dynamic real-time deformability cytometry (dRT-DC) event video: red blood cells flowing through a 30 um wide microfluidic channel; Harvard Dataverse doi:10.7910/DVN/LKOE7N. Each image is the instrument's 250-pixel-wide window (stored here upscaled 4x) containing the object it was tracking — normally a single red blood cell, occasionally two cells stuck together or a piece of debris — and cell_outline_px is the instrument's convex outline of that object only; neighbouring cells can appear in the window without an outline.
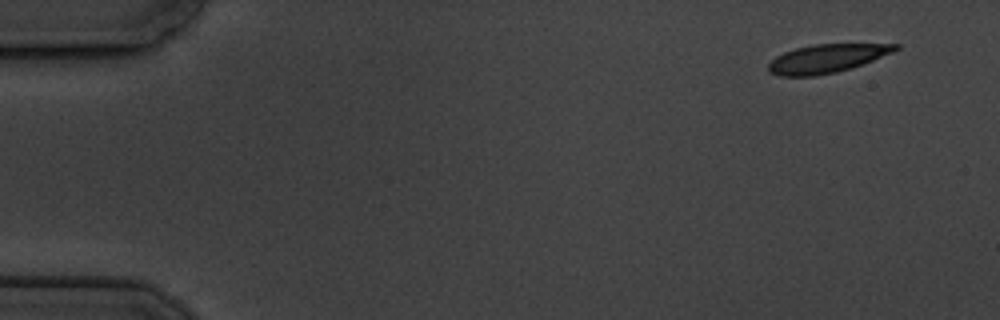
{"species": "common noctule bat (a hibernating species)", "species_latin": "Nyctalus noctula", "temperature_condition": "cold", "stored_images_in_passage": 4, "camera_frame_rate_fps": 3000, "um_per_image_px": 0.085, "animal": {"sex": "male", "body_mass_g": 19.5, "forearm_length_mm": 54.6}, "frame": {"image": 1, "passage_image": 1, "time_ms": 0.0, "image_size_px": [1000, 320], "cell_outline_px": [[900, 48], [892, 52], [852, 68], [836, 72], [816, 76], [780, 76], [768, 72], [768, 64], [776, 56], [784, 52], [796, 48], [812, 44], [900, 44]], "centroid_in_image_um": [70.24, 4.98], "position_along_channel_um": 14.8, "area_um2": 20.98}}
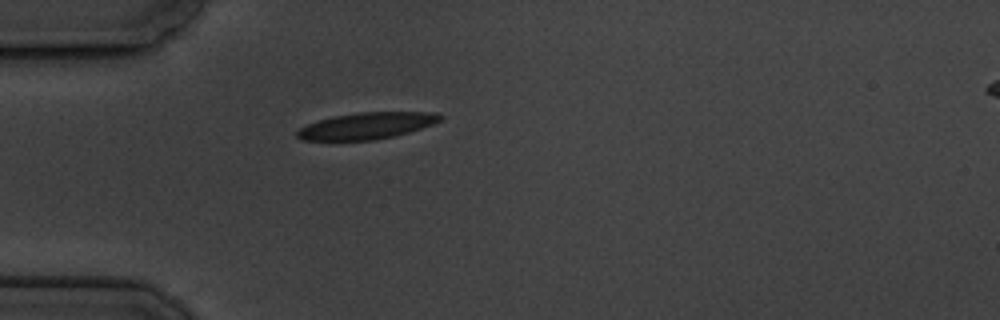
{"frame": {"image": 2, "passage_image": 4, "time_ms": 4.333, "image_size_px": [1000, 320], "cell_outline_px": [[444, 116], [440, 120], [432, 124], [408, 132], [376, 140], [300, 140], [296, 136], [296, 132], [300, 128], [308, 124], [332, 116], [360, 112], [436, 112]], "centroid_in_image_um": [31.16, 10.69], "position_along_channel_um": 53.8, "area_um2": 21.96}}